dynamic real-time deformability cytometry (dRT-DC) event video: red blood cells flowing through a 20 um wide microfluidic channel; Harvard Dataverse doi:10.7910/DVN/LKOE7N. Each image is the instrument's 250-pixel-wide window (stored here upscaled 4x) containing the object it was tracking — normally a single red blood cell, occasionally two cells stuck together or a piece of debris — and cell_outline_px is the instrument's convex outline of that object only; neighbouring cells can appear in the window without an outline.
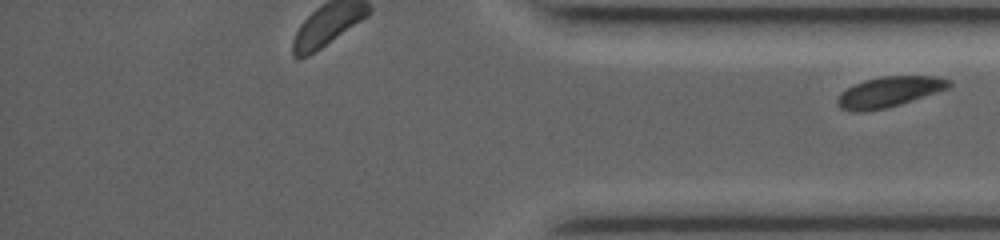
{"species": "common noctule bat (a hibernating species)", "species_latin": "Nyctalus noctula", "temperature_condition": "room temperature", "stored_images_in_passage": 35, "segment_of_instrument_passage": [2, 2], "camera_frame_rate_fps": 3500, "um_per_image_px": 0.085, "animal": {"sex": "female", "body_mass_g": 19.0, "forearm_length_mm": 53.3}, "frame": {"image": 1, "passage_image": 35, "time_ms": 9.714, "image_size_px": [1000, 240], "cell_outline_px": [[952, 84], [948, 88], [900, 104], [884, 108], [864, 112], [852, 112], [840, 108], [836, 104], [836, 100], [840, 92], [864, 80], [884, 76], [936, 76], [948, 80]], "centroid_in_image_um": [75.52, 7.82], "position_along_channel_um": 359.7, "area_um2": 19.59}}